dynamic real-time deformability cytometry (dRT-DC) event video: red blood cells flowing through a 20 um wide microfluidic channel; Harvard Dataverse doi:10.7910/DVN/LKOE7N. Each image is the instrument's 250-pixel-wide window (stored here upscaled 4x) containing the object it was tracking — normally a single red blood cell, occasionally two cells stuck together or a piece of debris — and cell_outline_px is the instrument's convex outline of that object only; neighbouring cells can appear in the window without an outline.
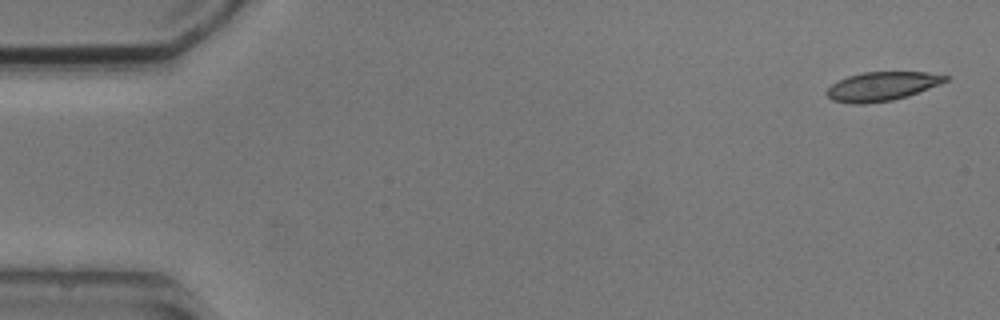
{"species": "common noctule bat (a hibernating species)", "species_latin": "Nyctalus noctula", "temperature_condition": "cold", "stored_images_in_passage": 5, "camera_frame_rate_fps": 3000, "um_per_image_px": 0.085, "animal": {"sex": "male", "body_mass_g": 20.5, "forearm_length_mm": 52.5}, "frame": {"image": 1, "passage_image": 1, "time_ms": 0.0, "image_size_px": [1000, 320], "cell_outline_px": [[948, 80], [940, 84], [908, 96], [892, 100], [864, 104], [856, 104], [832, 100], [824, 92], [832, 84], [848, 76], [864, 72], [928, 72], [948, 76]], "centroid_in_image_um": [74.96, 7.34], "position_along_channel_um": 10.0, "area_um2": 19.88}}
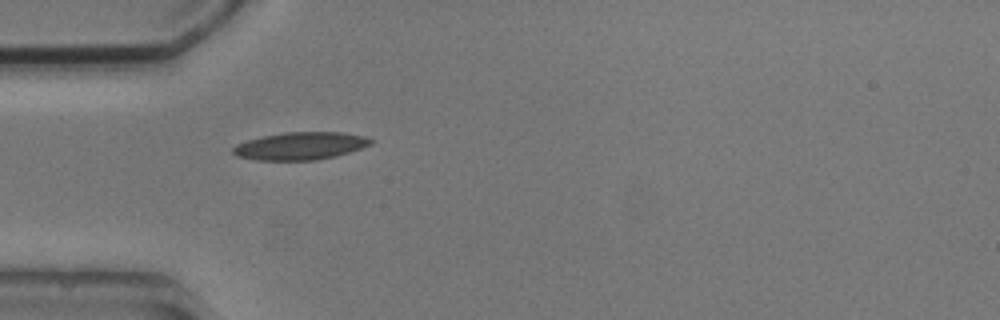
{"frame": {"image": 2, "passage_image": 5, "time_ms": 4.667, "image_size_px": [1000, 320], "cell_outline_px": [[372, 144], [336, 156], [316, 160], [256, 160], [236, 156], [232, 152], [232, 148], [236, 144], [248, 140], [264, 136], [284, 132], [344, 132], [364, 136], [372, 140]], "centroid_in_image_um": [25.51, 12.4], "position_along_channel_um": 59.5, "area_um2": 22.08}}